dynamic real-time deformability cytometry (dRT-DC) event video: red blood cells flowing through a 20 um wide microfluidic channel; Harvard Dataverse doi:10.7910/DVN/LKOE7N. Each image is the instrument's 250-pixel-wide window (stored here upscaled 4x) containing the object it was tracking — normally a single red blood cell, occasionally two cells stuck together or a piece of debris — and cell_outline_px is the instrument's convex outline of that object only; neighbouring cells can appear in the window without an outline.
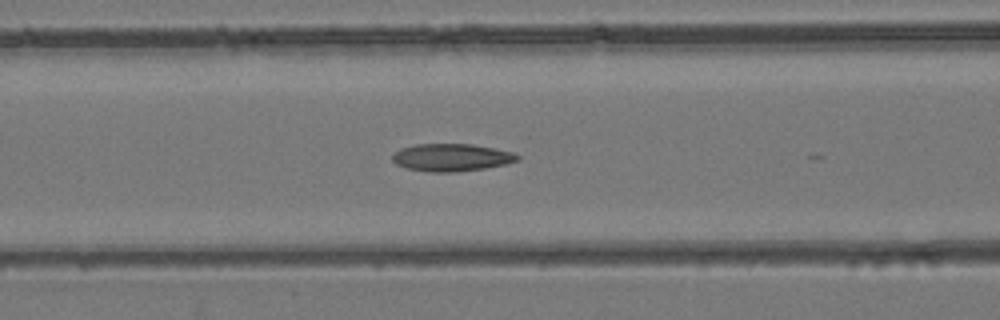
{"species": "common noctule bat (a hibernating species)", "species_latin": "Nyctalus noctula", "temperature_condition": "room temperature", "stored_images_in_passage": 11, "camera_frame_rate_fps": 3000, "um_per_image_px": 0.085, "animal": {"sex": "female", "body_mass_g": 24.6, "forearm_length_mm": 56.2}, "frame": {"image": 1, "passage_image": 7, "time_ms": 2.0, "image_size_px": [1000, 320], "cell_outline_px": [[520, 160], [504, 164], [484, 168], [452, 172], [428, 172], [408, 168], [396, 164], [392, 160], [392, 156], [400, 148], [416, 144], [472, 144], [516, 152], [520, 156]], "centroid_in_image_um": [38.4, 13.37], "position_along_channel_um": 128.2, "area_um2": 20.06}}
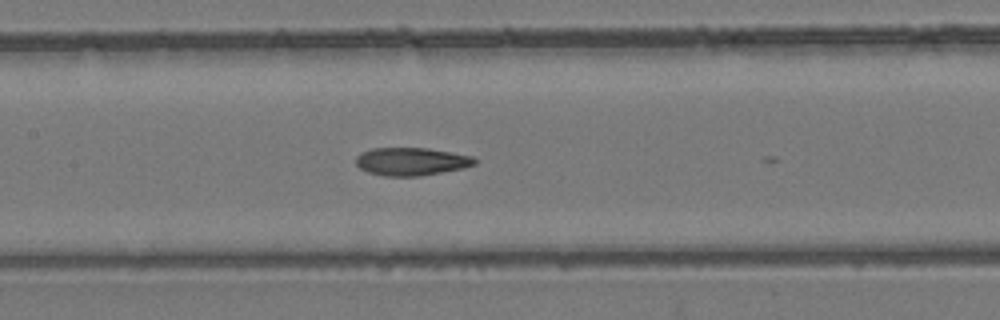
{"frame": {"image": 2, "passage_image": 10, "time_ms": 3.0, "image_size_px": [1000, 320], "cell_outline_px": [[476, 164], [464, 168], [420, 176], [384, 176], [368, 172], [360, 168], [356, 164], [356, 156], [360, 152], [372, 148], [428, 148], [452, 152], [472, 156], [476, 160]], "centroid_in_image_um": [34.95, 13.72], "position_along_channel_um": 172.4, "area_um2": 19.42}}